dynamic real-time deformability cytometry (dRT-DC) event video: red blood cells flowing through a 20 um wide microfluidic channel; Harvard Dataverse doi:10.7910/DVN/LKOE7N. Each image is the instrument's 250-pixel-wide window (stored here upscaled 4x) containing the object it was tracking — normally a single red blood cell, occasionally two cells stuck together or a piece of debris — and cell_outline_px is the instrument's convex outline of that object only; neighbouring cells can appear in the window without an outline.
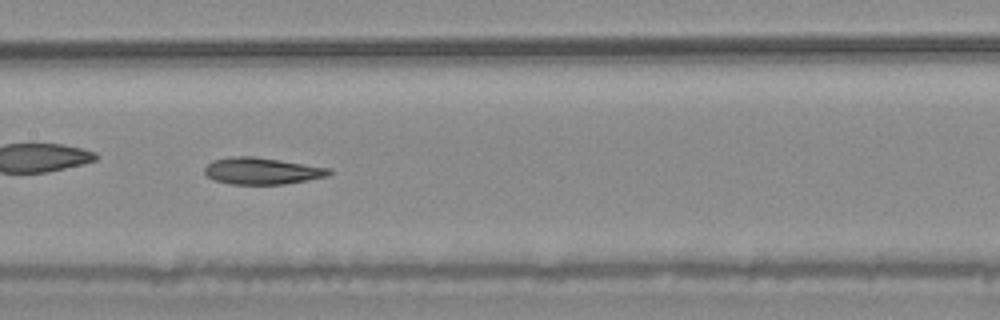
{"species": "common noctule bat (a hibernating species)", "species_latin": "Nyctalus noctula", "temperature_condition": "warm", "stored_images_in_passage": 40, "camera_frame_rate_fps": 3000, "um_per_image_px": 0.085, "animal": {"sex": "male", "body_mass_g": 20.4}, "frame": {"image": 1, "passage_image": 12, "time_ms": 3.667, "image_size_px": [1000, 320], "cell_outline_px": [[332, 172], [328, 176], [308, 180], [284, 184], [228, 184], [216, 180], [208, 176], [204, 172], [204, 168], [212, 160], [232, 156], [256, 156], [332, 168]], "centroid_in_image_um": [22.29, 14.52], "position_along_channel_um": 185.1, "area_um2": 19.54}}
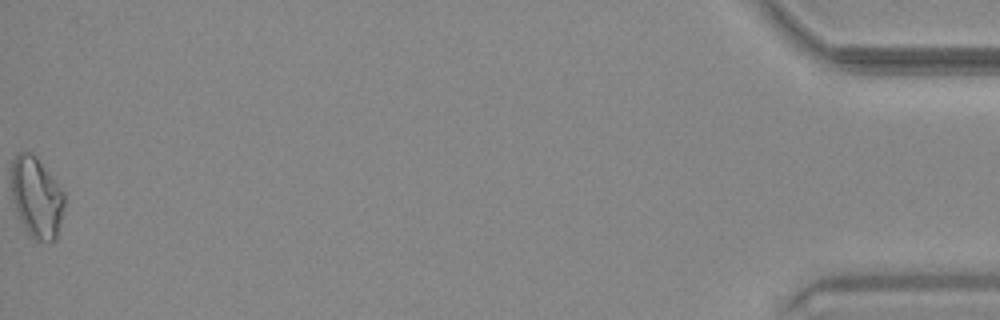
{"frame": {"image": 2, "passage_image": 40, "time_ms": 13.0, "image_size_px": [1000, 320], "cell_outline_px": [[64, 208], [56, 236], [48, 244], [36, 240], [24, 228], [20, 220], [12, 196], [12, 160], [20, 152], [28, 152], [36, 156], [64, 192]], "centroid_in_image_um": [3.11, 16.79], "position_along_channel_um": 432.1, "area_um2": 24.57}, "authors_computed_cell_mechanics": {"area_um2": 19.7098, "velocity_mm_per_s": 3.7163, "shape_relaxation_time_tau1_ms": null, "shape_relaxation_time_tau2_ms": 7.0466, "deformation_change_tau1": null, "deformation_change_tau2": 0.1462}}